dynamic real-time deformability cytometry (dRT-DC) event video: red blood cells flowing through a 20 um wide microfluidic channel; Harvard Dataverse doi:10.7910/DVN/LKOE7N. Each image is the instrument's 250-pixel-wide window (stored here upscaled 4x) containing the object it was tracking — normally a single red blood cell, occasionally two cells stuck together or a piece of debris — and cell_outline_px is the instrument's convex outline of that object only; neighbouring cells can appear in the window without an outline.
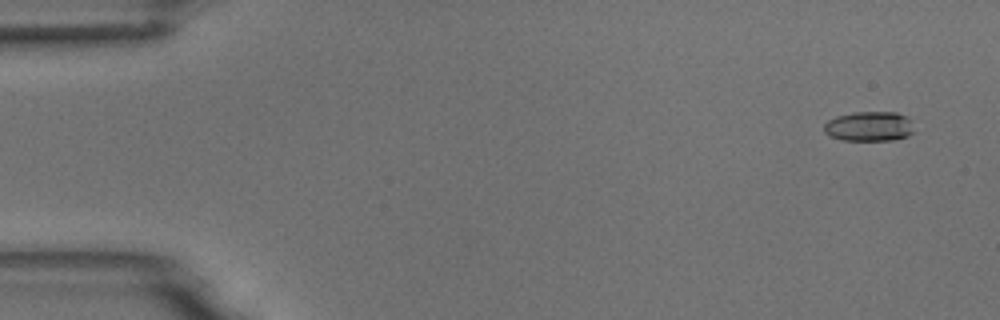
{"species": "common noctule bat (a hibernating species)", "species_latin": "Nyctalus noctula", "temperature_condition": "room temperature", "stored_images_in_passage": 10, "camera_frame_rate_fps": 3000, "um_per_image_px": 0.085, "animal": {"sex": "male", "body_mass_g": 18.8}, "frame": {"image": 1, "passage_image": 2, "time_ms": 1.0, "image_size_px": [1000, 320], "cell_outline_px": [[912, 132], [908, 136], [892, 140], [840, 140], [824, 132], [824, 124], [828, 120], [836, 116], [852, 112], [896, 112], [908, 116], [912, 120]], "centroid_in_image_um": [73.89, 10.73], "position_along_channel_um": 11.1, "area_um2": 15.72}}
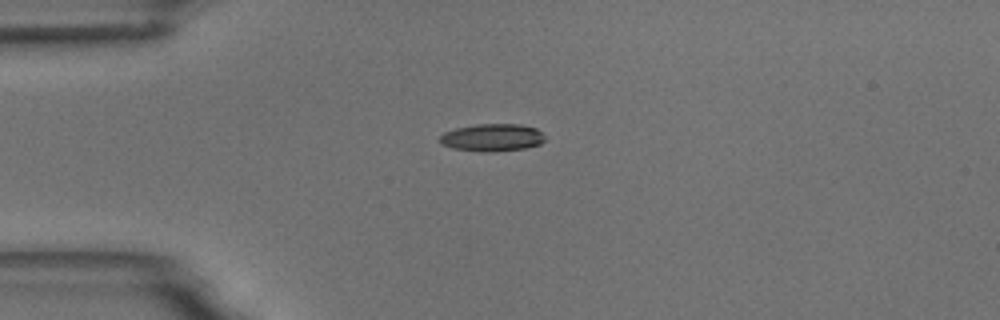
{"frame": {"image": 2, "passage_image": 5, "time_ms": 4.667, "image_size_px": [1000, 320], "cell_outline_px": [[544, 140], [540, 144], [524, 148], [492, 152], [480, 152], [452, 148], [440, 144], [440, 136], [444, 132], [456, 128], [476, 124], [520, 124], [536, 128], [544, 136]], "centroid_in_image_um": [41.81, 11.69], "position_along_channel_um": 43.2, "area_um2": 16.88}}